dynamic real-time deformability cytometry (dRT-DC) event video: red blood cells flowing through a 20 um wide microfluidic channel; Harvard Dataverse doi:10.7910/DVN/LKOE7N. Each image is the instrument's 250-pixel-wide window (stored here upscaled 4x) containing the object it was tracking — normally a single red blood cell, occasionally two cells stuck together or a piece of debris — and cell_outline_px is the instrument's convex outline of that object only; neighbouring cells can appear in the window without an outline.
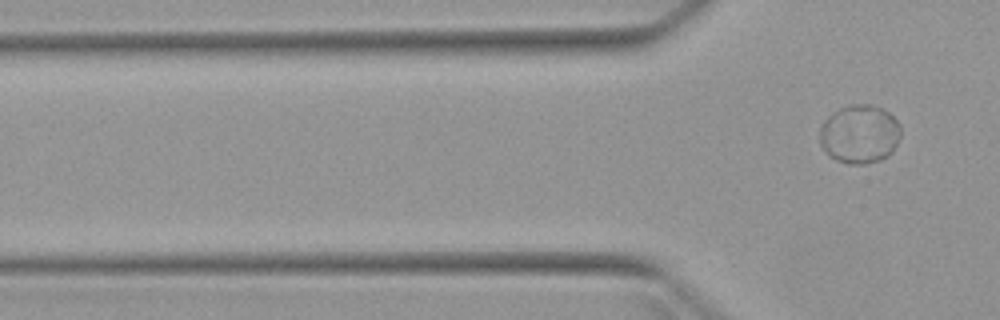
{"species": "Egyptian fruit bat (a non-hibernating species)", "species_latin": "Rousettus aegyptiacus", "temperature_condition": "warm", "stored_images_in_passage": 5, "segment_of_instrument_passage": [2, 2], "camera_frame_rate_fps": 3000, "um_per_image_px": 0.085, "animal": {"sex": "female"}, "frame": {"image": 1, "passage_image": 5, "time_ms": 6.333, "image_size_px": [1000, 320], "cell_outline_px": [[900, 136], [892, 152], [888, 156], [880, 160], [864, 164], [848, 164], [836, 160], [828, 156], [820, 144], [820, 124], [832, 112], [848, 104], [872, 104], [884, 108], [900, 124]], "centroid_in_image_um": [73.05, 11.39], "position_along_channel_um": 52.8, "area_um2": 28.09}}